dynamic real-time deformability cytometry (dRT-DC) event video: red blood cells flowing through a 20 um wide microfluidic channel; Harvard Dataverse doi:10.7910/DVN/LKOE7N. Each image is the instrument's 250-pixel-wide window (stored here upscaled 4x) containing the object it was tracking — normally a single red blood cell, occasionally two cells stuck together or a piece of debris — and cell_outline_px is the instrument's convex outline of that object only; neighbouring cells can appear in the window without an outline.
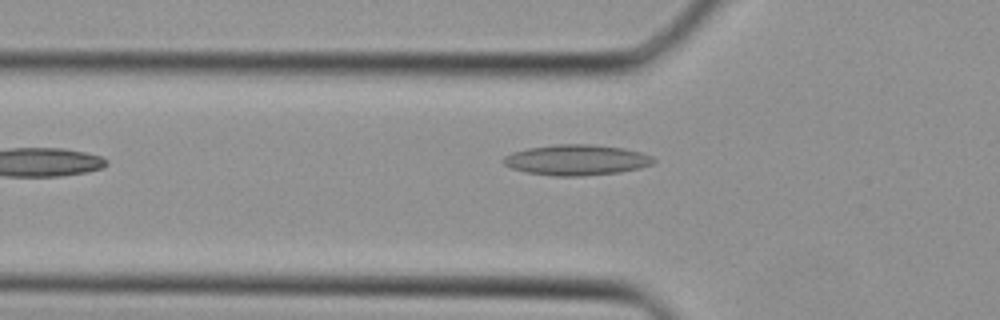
{"species": "Egyptian fruit bat (a non-hibernating species)", "species_latin": "Rousettus aegyptiacus", "temperature_condition": "cold", "stored_images_in_passage": 24, "camera_frame_rate_fps": 3000, "um_per_image_px": 0.085, "animal": {"sex": "female"}, "frame": {"image": 1, "passage_image": 3, "time_ms": 0.667, "image_size_px": [1000, 320], "cell_outline_px": [[656, 160], [652, 164], [640, 168], [620, 172], [580, 176], [556, 176], [528, 172], [512, 168], [504, 164], [500, 160], [504, 156], [512, 152], [528, 148], [556, 144], [592, 144], [624, 148], [640, 152], [652, 156]], "centroid_in_image_um": [49.0, 13.59], "position_along_channel_um": 76.8, "area_um2": 26.76}}
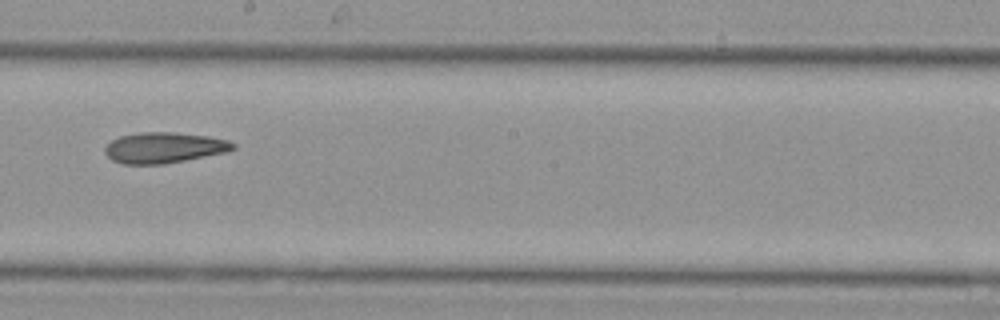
{"frame": {"image": 2, "passage_image": 12, "time_ms": 3.667, "image_size_px": [1000, 320], "cell_outline_px": [[236, 148], [224, 152], [164, 164], [124, 164], [112, 160], [104, 152], [104, 148], [112, 140], [120, 136], [140, 132], [172, 132], [208, 136], [228, 140], [236, 144]], "centroid_in_image_um": [13.93, 12.54], "position_along_channel_um": 234.3, "area_um2": 22.77}}
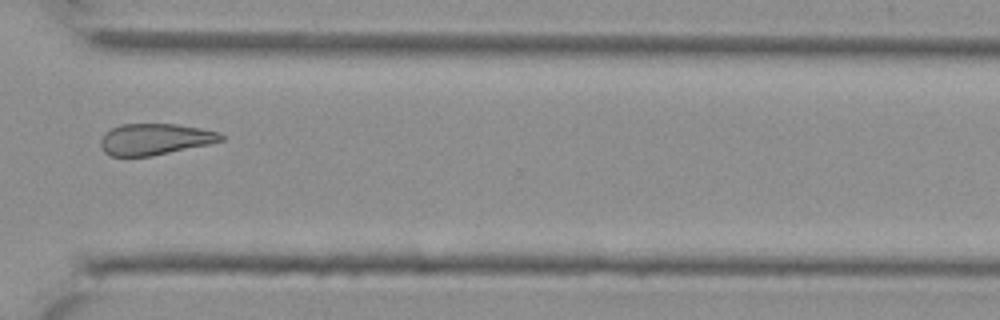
{"frame": {"image": 3, "passage_image": 19, "time_ms": 6.0, "image_size_px": [1000, 320], "cell_outline_px": [[224, 140], [208, 144], [152, 156], [112, 156], [104, 152], [100, 148], [100, 140], [104, 132], [120, 124], [176, 124], [200, 128], [220, 132], [224, 136]], "centroid_in_image_um": [13.14, 11.83], "position_along_channel_um": 357.5, "area_um2": 22.02}}